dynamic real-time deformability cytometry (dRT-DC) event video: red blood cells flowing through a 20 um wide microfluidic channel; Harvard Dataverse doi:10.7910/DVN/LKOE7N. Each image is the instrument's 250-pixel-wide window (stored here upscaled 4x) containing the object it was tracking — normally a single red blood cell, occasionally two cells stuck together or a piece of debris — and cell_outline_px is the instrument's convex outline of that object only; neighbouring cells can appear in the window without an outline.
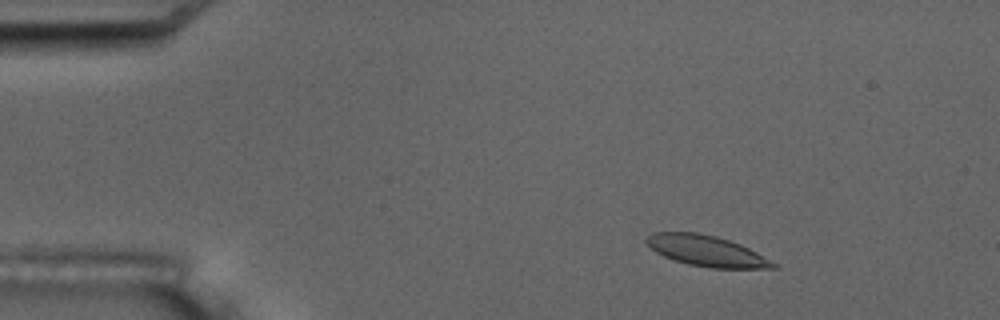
{"species": "common noctule bat (a hibernating species)", "species_latin": "Nyctalus noctula", "temperature_condition": "room temperature", "stored_images_in_passage": 4, "camera_frame_rate_fps": 3000, "um_per_image_px": 0.085, "animal": {"sex": "male", "body_mass_g": 17.5, "forearm_length_mm": 52.3}, "frame": {"image": 1, "passage_image": 2, "time_ms": 2.0, "image_size_px": [1000, 320], "cell_outline_px": [[780, 268], [712, 268], [688, 264], [664, 256], [656, 252], [644, 240], [652, 232], [696, 232], [716, 236], [740, 244], [780, 264]], "centroid_in_image_um": [60.09, 21.33], "position_along_channel_um": 24.9, "area_um2": 22.66}}